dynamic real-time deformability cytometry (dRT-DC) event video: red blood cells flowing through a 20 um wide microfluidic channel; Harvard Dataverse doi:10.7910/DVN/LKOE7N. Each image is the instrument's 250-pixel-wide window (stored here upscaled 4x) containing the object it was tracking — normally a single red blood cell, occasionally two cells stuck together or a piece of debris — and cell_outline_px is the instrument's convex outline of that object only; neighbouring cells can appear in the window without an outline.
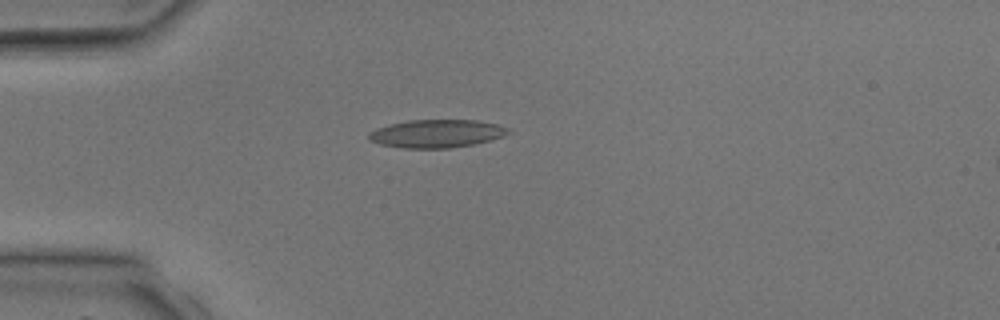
{"species": "common noctule bat (a hibernating species)", "species_latin": "Nyctalus noctula", "temperature_condition": "room temperature", "stored_images_in_passage": 2, "camera_frame_rate_fps": 3000, "um_per_image_px": 0.085, "animal": {"sex": "male", "body_mass_g": 17.9, "forearm_length_mm": 54.2}, "frame": {"image": 1, "passage_image": 2, "time_ms": 1.333, "image_size_px": [1000, 320], "cell_outline_px": [[512, 132], [504, 136], [472, 144], [448, 148], [400, 148], [380, 144], [368, 140], [368, 132], [376, 128], [408, 120], [476, 120], [496, 124], [508, 128]], "centroid_in_image_um": [37.08, 11.35], "position_along_channel_um": 47.9, "area_um2": 22.72}}